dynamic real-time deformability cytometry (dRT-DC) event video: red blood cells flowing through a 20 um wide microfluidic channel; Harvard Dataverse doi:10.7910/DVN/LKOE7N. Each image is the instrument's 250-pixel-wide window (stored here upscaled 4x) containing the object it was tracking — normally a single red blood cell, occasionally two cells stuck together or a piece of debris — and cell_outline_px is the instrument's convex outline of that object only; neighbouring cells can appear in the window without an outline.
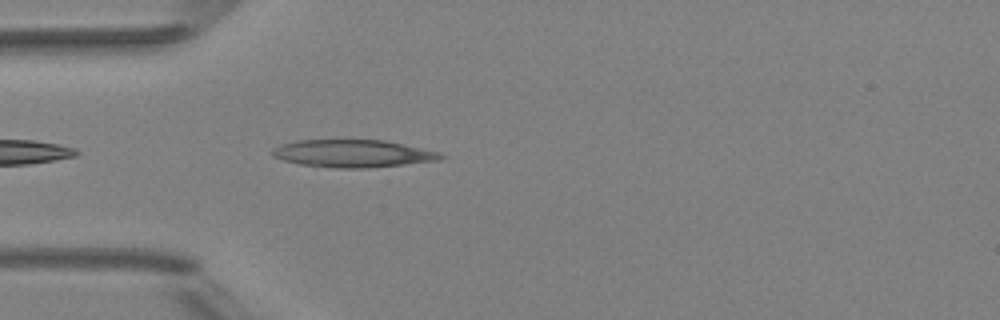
{"species": "Egyptian fruit bat (a non-hibernating species)", "species_latin": "Rousettus aegyptiacus", "temperature_condition": "room temperature", "stored_images_in_passage": 4, "camera_frame_rate_fps": 3000, "um_per_image_px": 0.085, "animal": {"sex": "female"}, "frame": {"image": 1, "passage_image": 4, "time_ms": 3.667, "image_size_px": [1000, 320], "cell_outline_px": [[448, 156], [436, 160], [404, 164], [368, 168], [336, 168], [300, 164], [284, 160], [272, 156], [272, 148], [280, 144], [296, 140], [384, 140], [440, 152]], "centroid_in_image_um": [29.97, 13.04], "position_along_channel_um": 55.0, "area_um2": 26.93}}